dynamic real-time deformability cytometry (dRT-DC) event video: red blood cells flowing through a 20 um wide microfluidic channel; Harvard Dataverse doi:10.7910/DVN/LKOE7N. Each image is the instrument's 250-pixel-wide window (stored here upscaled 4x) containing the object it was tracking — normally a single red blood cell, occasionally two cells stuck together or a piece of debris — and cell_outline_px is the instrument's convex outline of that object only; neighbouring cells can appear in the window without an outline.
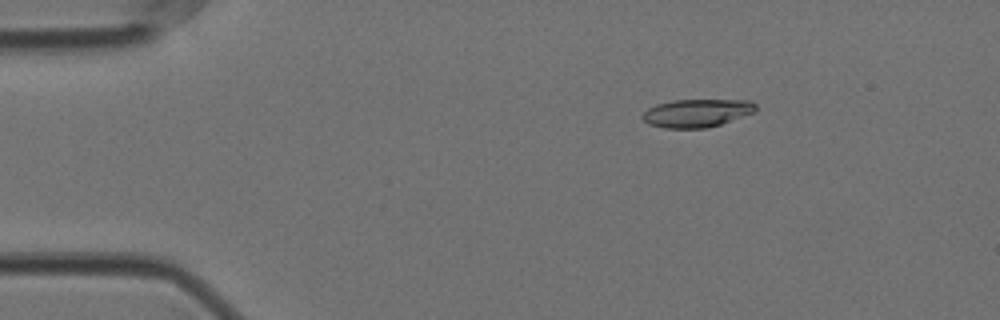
{"species": "Egyptian fruit bat (a non-hibernating species)", "species_latin": "Rousettus aegyptiacus", "temperature_condition": "cold", "stored_images_in_passage": 57, "camera_frame_rate_fps": 3000, "um_per_image_px": 0.085, "animal": {"sex": "female"}, "frame": {"image": 1, "passage_image": 9, "time_ms": 2.667, "image_size_px": [1000, 320], "cell_outline_px": [[756, 108], [752, 112], [720, 124], [704, 128], [664, 128], [648, 124], [640, 116], [648, 108], [656, 104], [672, 100], [748, 100], [756, 104]], "centroid_in_image_um": [59.16, 9.6], "position_along_channel_um": 25.8, "area_um2": 18.32}}
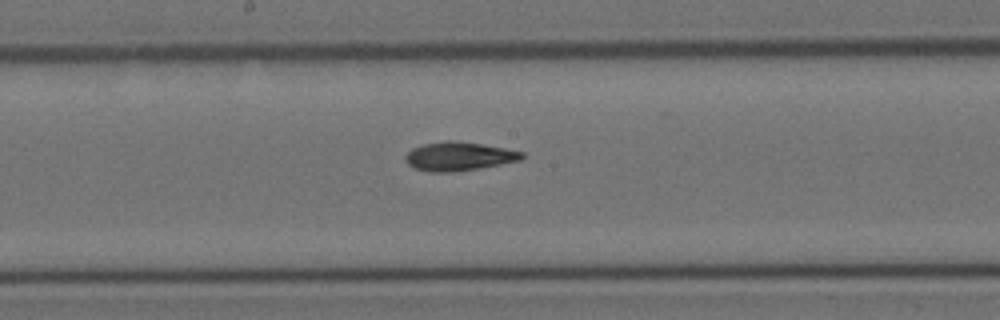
{"frame": {"image": 2, "passage_image": 30, "time_ms": 9.667, "image_size_px": [1000, 320], "cell_outline_px": [[524, 156], [520, 160], [500, 164], [452, 172], [428, 172], [416, 168], [408, 164], [404, 160], [404, 156], [412, 148], [424, 144], [444, 140], [452, 140], [480, 144], [504, 148], [524, 152]], "centroid_in_image_um": [38.96, 13.28], "position_along_channel_um": 209.2, "area_um2": 19.31}}
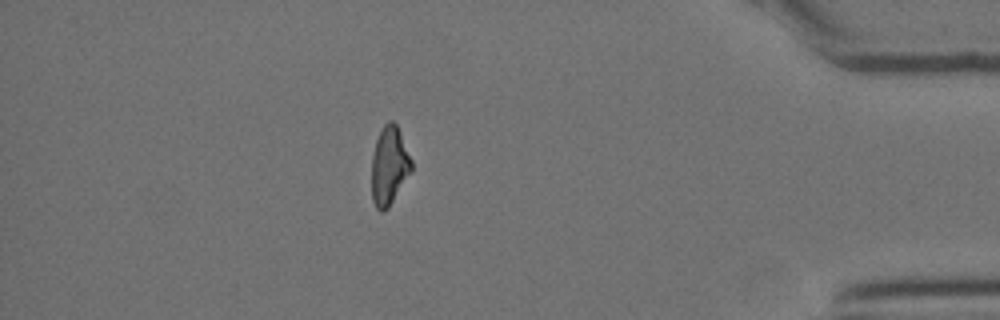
{"frame": {"image": 3, "passage_image": 50, "time_ms": 16.333, "image_size_px": [1000, 320], "cell_outline_px": [[412, 172], [388, 208], [384, 212], [380, 212], [376, 208], [372, 200], [372, 156], [376, 140], [384, 124], [388, 120], [392, 120], [396, 124], [400, 132], [412, 160]], "centroid_in_image_um": [33.09, 14.11], "position_along_channel_um": 402.1, "area_um2": 18.32}, "authors_computed_cell_mechanics": {"area_um2": 18.7272, "velocity_mm_per_s": 3.5376, "shape_relaxation_time_tau1_ms": 7.9909, "shape_relaxation_time_tau2_ms": 5.8771, "deformation_change_tau1": 0.2032, "deformation_change_tau2": 0.1474}}